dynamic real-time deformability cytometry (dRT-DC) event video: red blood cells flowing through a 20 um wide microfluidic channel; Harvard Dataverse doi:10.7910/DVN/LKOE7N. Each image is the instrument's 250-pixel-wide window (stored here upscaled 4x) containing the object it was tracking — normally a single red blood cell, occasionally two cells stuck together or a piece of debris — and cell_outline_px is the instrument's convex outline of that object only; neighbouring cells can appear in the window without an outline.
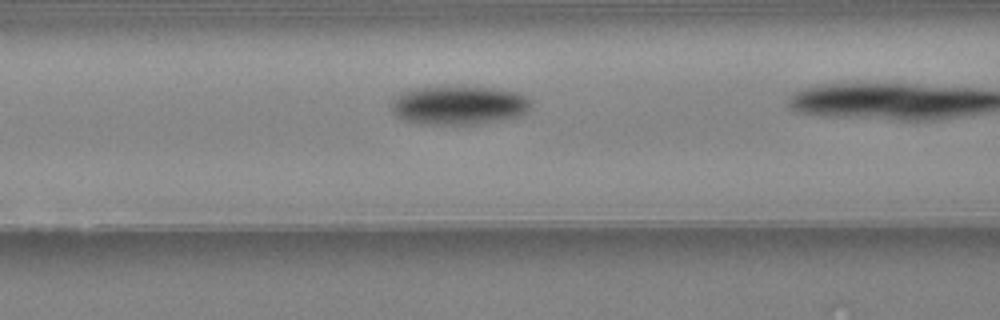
{"species": "Egyptian fruit bat (a non-hibernating species)", "species_latin": "Rousettus aegyptiacus", "temperature_condition": "warm", "stored_images_in_passage": 15, "camera_frame_rate_fps": 3000, "um_per_image_px": 0.085, "animal": {"sex": "female"}, "frame": {"image": 1, "passage_image": 11, "time_ms": 3.333, "image_size_px": [1000, 320], "cell_outline_px": [[532, 104], [524, 112], [516, 116], [496, 120], [472, 124], [420, 124], [408, 120], [392, 112], [392, 100], [396, 96], [416, 88], [496, 88], [520, 92], [528, 96], [532, 100]], "centroid_in_image_um": [39.05, 8.95], "position_along_channel_um": 127.6, "area_um2": 30.75}}